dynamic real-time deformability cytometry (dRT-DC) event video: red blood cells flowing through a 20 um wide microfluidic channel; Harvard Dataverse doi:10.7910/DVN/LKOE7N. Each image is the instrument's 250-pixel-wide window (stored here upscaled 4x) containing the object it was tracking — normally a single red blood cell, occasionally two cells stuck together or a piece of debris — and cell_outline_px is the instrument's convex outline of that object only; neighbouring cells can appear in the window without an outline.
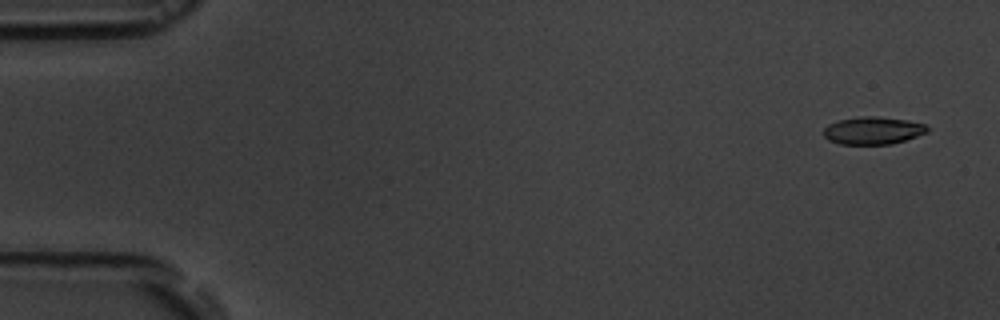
{"species": "common noctule bat (a hibernating species)", "species_latin": "Nyctalus noctula", "temperature_condition": "room temperature", "stored_images_in_passage": 5, "camera_frame_rate_fps": 3000, "um_per_image_px": 0.085, "animal": {"sex": "male", "body_mass_g": 19.5, "forearm_length_mm": 54.6}, "frame": {"image": 1, "passage_image": 1, "time_ms": 0.0, "image_size_px": [1000, 320], "cell_outline_px": [[928, 132], [892, 144], [840, 144], [828, 140], [824, 136], [824, 128], [828, 124], [840, 120], [860, 116], [876, 116], [908, 120], [924, 124], [928, 128]], "centroid_in_image_um": [74.19, 11.09], "position_along_channel_um": 10.8, "area_um2": 16.59}}
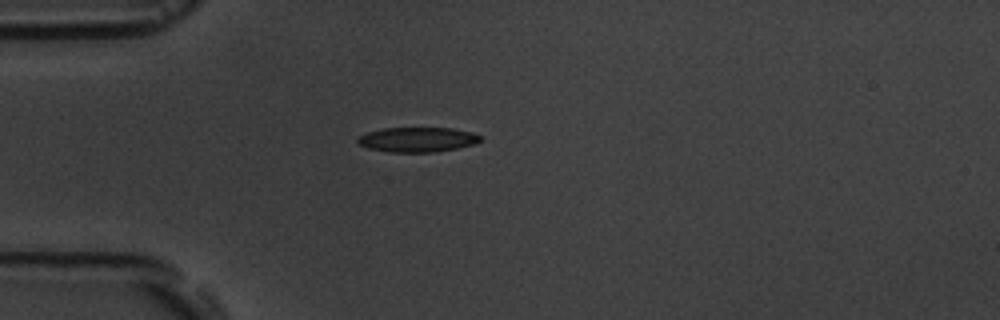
{"frame": {"image": 2, "passage_image": 5, "time_ms": 4.333, "image_size_px": [1000, 320], "cell_outline_px": [[480, 140], [476, 144], [456, 148], [432, 152], [388, 152], [368, 148], [356, 144], [356, 136], [368, 132], [384, 128], [452, 128], [472, 132], [480, 136]], "centroid_in_image_um": [35.42, 11.86], "position_along_channel_um": 49.6, "area_um2": 17.8}}